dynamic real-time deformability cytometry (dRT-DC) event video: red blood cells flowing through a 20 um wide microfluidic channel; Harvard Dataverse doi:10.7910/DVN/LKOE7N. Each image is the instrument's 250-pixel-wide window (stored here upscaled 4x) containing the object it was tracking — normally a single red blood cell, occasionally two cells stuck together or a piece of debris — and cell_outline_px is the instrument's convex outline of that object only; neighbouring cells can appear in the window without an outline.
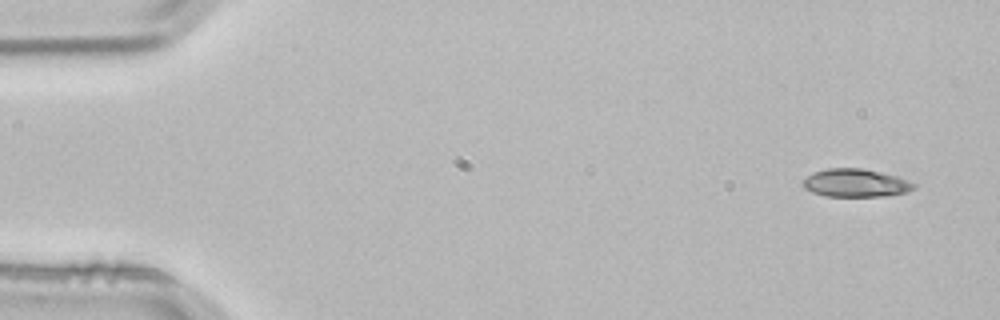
{"species": "common noctule bat (a hibernating species)", "species_latin": "Nyctalus noctula", "temperature_condition": "room temperature", "stored_images_in_passage": 3, "camera_frame_rate_fps": 3000, "um_per_image_px": 0.085, "animal": {"sex": "male", "body_mass_g": 21.5, "forearm_length_mm": 52.0}, "frame": {"image": 1, "passage_image": 1, "time_ms": 0.0, "image_size_px": [1000, 320], "cell_outline_px": [[916, 188], [908, 192], [884, 196], [824, 196], [812, 192], [804, 188], [800, 184], [812, 172], [828, 168], [860, 168], [880, 172], [896, 176], [908, 180], [916, 184]], "centroid_in_image_um": [72.72, 15.55], "position_along_channel_um": 12.3, "area_um2": 18.21}}